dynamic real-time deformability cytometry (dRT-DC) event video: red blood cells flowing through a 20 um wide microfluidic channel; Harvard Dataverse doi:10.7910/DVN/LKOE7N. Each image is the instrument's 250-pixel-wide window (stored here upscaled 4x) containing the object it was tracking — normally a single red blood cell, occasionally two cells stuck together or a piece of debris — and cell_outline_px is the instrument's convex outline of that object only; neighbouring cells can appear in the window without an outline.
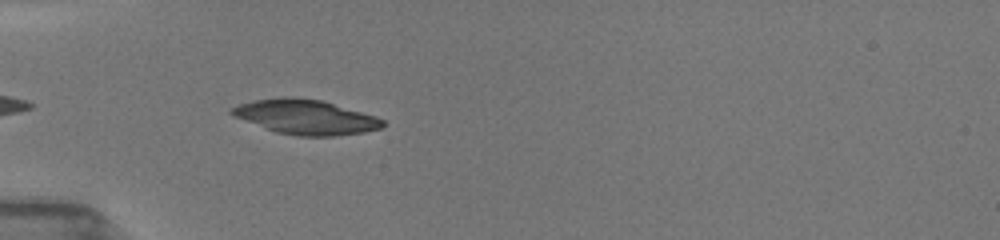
{"species": "common noctule bat (a hibernating species)", "species_latin": "Nyctalus noctula", "temperature_condition": "room temperature", "stored_images_in_passage": 7, "camera_frame_rate_fps": 3000, "um_per_image_px": 0.085, "animal": {"sex": "female", "body_mass_g": 19.5, "forearm_length_mm": 54.1}, "frame": {"image": 1, "passage_image": 3, "time_ms": 1.0, "image_size_px": [1000, 240], "cell_outline_px": [[384, 128], [364, 132], [336, 136], [296, 136], [276, 132], [232, 116], [228, 112], [228, 108], [240, 104], [256, 100], [284, 96], [292, 96], [320, 100], [376, 116], [384, 120]], "centroid_in_image_um": [25.96, 9.95], "position_along_channel_um": 59.0, "area_um2": 30.58}}
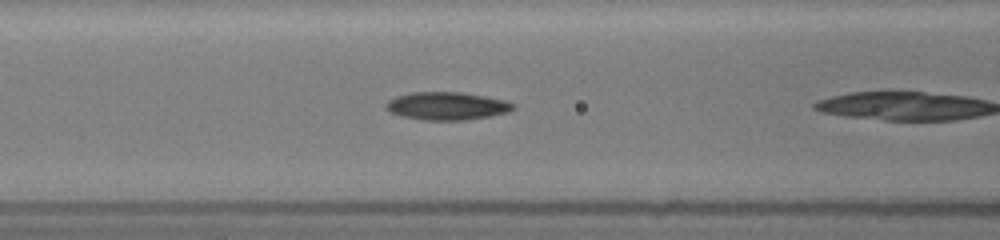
{"frame": {"image": 2, "passage_image": 6, "time_ms": 2.0, "image_size_px": [1000, 240], "cell_outline_px": [[516, 108], [508, 112], [488, 116], [464, 120], [424, 120], [400, 116], [384, 108], [384, 104], [388, 100], [396, 96], [412, 92], [460, 92], [484, 96], [504, 100], [516, 104]], "centroid_in_image_um": [37.96, 9.0], "position_along_channel_um": 128.6, "area_um2": 20.69}}